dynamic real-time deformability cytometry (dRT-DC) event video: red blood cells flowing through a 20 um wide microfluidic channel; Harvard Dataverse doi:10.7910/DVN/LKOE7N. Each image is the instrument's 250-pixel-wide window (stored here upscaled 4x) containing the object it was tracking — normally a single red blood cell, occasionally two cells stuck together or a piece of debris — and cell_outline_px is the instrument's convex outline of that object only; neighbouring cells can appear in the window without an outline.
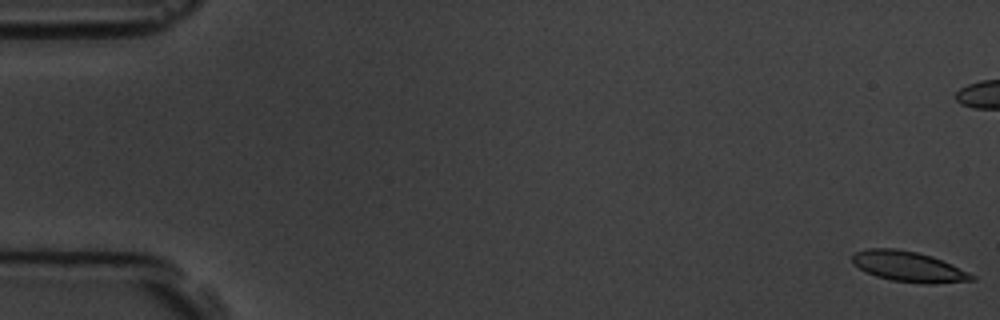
{"species": "common noctule bat (a hibernating species)", "species_latin": "Nyctalus noctula", "temperature_condition": "room temperature", "stored_images_in_passage": 8, "camera_frame_rate_fps": 3000, "um_per_image_px": 0.085, "animal": {"sex": "male", "body_mass_g": 19.5, "forearm_length_mm": 54.6}, "frame": {"image": 1, "passage_image": 1, "time_ms": 0.0, "image_size_px": [1000, 320], "cell_outline_px": [[976, 280], [932, 284], [924, 284], [892, 280], [876, 276], [852, 264], [852, 256], [856, 252], [868, 248], [896, 248], [916, 252], [932, 256], [952, 264], [976, 276]], "centroid_in_image_um": [77.25, 22.66], "position_along_channel_um": 7.8, "area_um2": 21.15}}